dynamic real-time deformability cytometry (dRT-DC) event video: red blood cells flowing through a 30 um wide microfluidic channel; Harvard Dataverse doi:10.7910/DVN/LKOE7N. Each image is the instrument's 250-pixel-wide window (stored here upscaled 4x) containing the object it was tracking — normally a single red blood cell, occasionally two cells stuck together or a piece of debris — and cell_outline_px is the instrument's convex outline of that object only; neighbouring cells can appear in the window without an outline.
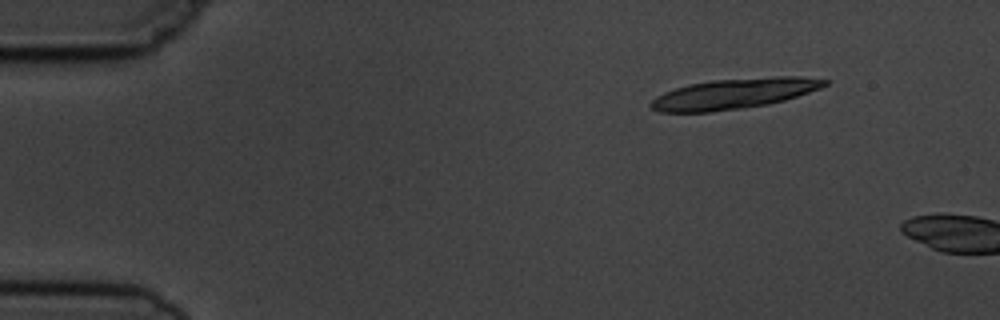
{"species": "common noctule bat (a hibernating species)", "species_latin": "Nyctalus noctula", "temperature_condition": "cold", "stored_images_in_passage": 3, "camera_frame_rate_fps": 3000, "um_per_image_px": 0.085, "animal": {"sex": "male", "body_mass_g": 19.5, "forearm_length_mm": 54.6}, "frame": {"image": 1, "passage_image": 2, "time_ms": 1.333, "image_size_px": [1000, 320], "cell_outline_px": [[828, 84], [820, 88], [784, 100], [768, 104], [740, 108], [708, 112], [660, 112], [652, 108], [648, 104], [656, 96], [664, 92], [688, 84], [712, 80], [776, 76], [800, 76], [828, 80]], "centroid_in_image_um": [62.37, 7.95], "position_along_channel_um": 22.6, "area_um2": 30.63}}